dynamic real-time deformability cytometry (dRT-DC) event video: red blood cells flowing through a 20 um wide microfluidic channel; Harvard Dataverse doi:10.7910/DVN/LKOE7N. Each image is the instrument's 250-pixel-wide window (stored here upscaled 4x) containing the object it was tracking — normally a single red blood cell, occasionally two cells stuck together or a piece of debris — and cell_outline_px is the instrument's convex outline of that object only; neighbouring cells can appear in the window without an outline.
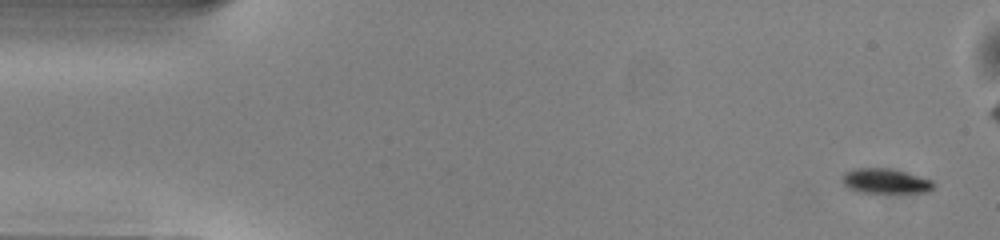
{"species": "common noctule bat (a hibernating species)", "species_latin": "Nyctalus noctula", "temperature_condition": "warm", "stored_images_in_passage": 41, "camera_frame_rate_fps": 3000, "um_per_image_px": 0.085, "animal": {"sex": "male", "body_mass_g": 13.0, "forearm_length_mm": 53.1}, "frame": {"image": 1, "passage_image": 1, "time_ms": 0.0, "image_size_px": [1000, 240], "cell_outline_px": [[932, 188], [928, 192], [864, 192], [848, 188], [844, 184], [844, 172], [856, 168], [892, 168], [932, 180]], "centroid_in_image_um": [75.26, 15.37], "position_along_channel_um": 9.7, "area_um2": 12.89}}
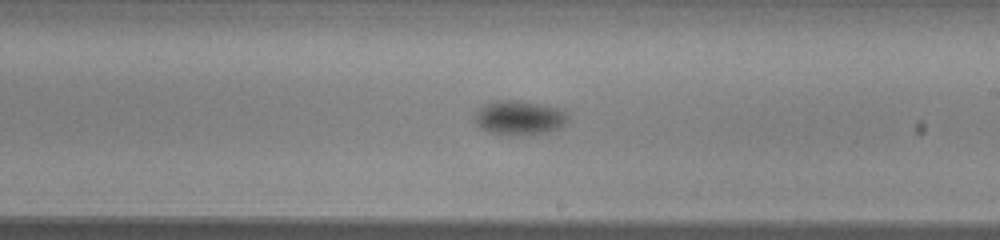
{"frame": {"image": 2, "passage_image": 28, "time_ms": 9.0, "image_size_px": [1000, 240], "cell_outline_px": [[568, 124], [560, 128], [548, 132], [516, 136], [492, 132], [480, 128], [476, 124], [476, 112], [484, 104], [492, 100], [516, 100], [560, 108], [568, 116]], "centroid_in_image_um": [44.17, 10.01], "position_along_channel_um": 244.8, "area_um2": 18.67}}
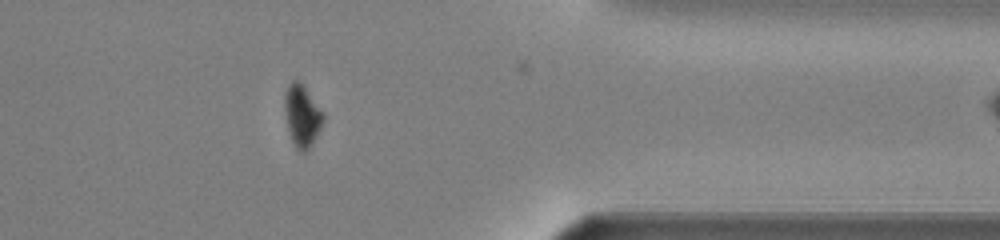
{"frame": {"image": 3, "passage_image": 40, "time_ms": 13.0, "image_size_px": [1000, 240], "cell_outline_px": [[324, 120], [312, 144], [304, 152], [300, 152], [296, 148], [288, 132], [284, 108], [284, 92], [288, 84], [292, 80], [300, 80], [324, 112]], "centroid_in_image_um": [25.66, 9.79], "position_along_channel_um": 385.7, "area_um2": 14.1}}